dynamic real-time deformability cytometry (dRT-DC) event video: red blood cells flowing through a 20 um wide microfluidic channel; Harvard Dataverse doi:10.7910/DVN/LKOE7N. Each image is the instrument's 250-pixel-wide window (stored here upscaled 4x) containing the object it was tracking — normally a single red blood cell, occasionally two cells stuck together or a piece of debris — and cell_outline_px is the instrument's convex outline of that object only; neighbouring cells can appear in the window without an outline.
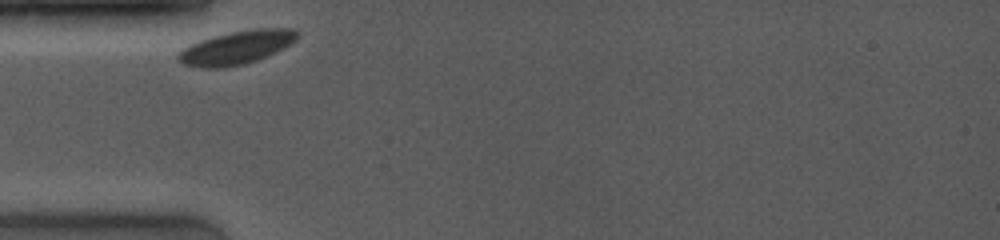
{"species": "common noctule bat (a hibernating species)", "species_latin": "Nyctalus noctula", "temperature_condition": "room temperature", "stored_images_in_passage": 37, "camera_frame_rate_fps": 4000, "um_per_image_px": 0.085, "animal": {"sex": "female", "body_mass_g": 19.0, "forearm_length_mm": 53.3}, "frame": {"image": 1, "passage_image": 1, "time_ms": 0.0, "image_size_px": [1000, 240], "cell_outline_px": [[300, 36], [296, 40], [256, 60], [244, 64], [224, 68], [204, 68], [184, 64], [176, 60], [176, 56], [184, 48], [200, 40], [212, 36], [232, 32], [256, 28], [292, 28], [300, 32]], "centroid_in_image_um": [20.09, 4.03], "position_along_channel_um": 64.9, "area_um2": 22.89}}
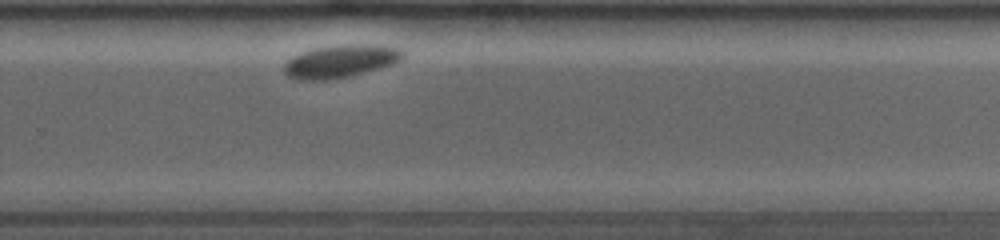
{"frame": {"image": 2, "passage_image": 26, "time_ms": 6.75, "image_size_px": [1000, 240], "cell_outline_px": [[404, 56], [400, 60], [392, 64], [352, 76], [328, 80], [292, 80], [284, 72], [284, 64], [288, 60], [304, 52], [316, 48], [332, 44], [384, 44], [400, 48], [404, 52]], "centroid_in_image_um": [28.98, 5.2], "position_along_channel_um": 300.8, "area_um2": 23.0}}
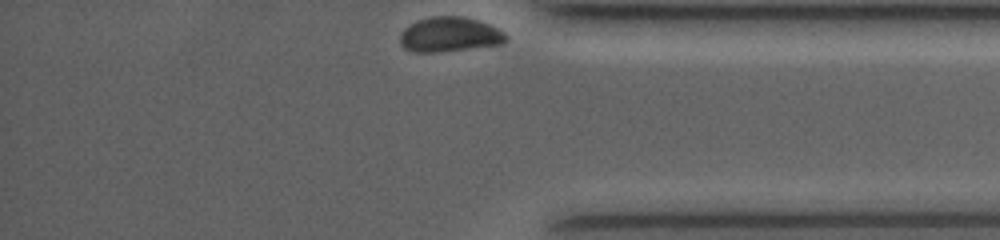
{"frame": {"image": 3, "passage_image": 37, "time_ms": 9.5, "image_size_px": [1000, 240], "cell_outline_px": [[508, 40], [504, 44], [436, 52], [412, 52], [404, 48], [400, 44], [400, 32], [404, 28], [416, 20], [432, 16], [460, 16], [480, 20], [504, 32], [508, 36]], "centroid_in_image_um": [38.21, 2.93], "position_along_channel_um": 397.0, "area_um2": 21.68}}